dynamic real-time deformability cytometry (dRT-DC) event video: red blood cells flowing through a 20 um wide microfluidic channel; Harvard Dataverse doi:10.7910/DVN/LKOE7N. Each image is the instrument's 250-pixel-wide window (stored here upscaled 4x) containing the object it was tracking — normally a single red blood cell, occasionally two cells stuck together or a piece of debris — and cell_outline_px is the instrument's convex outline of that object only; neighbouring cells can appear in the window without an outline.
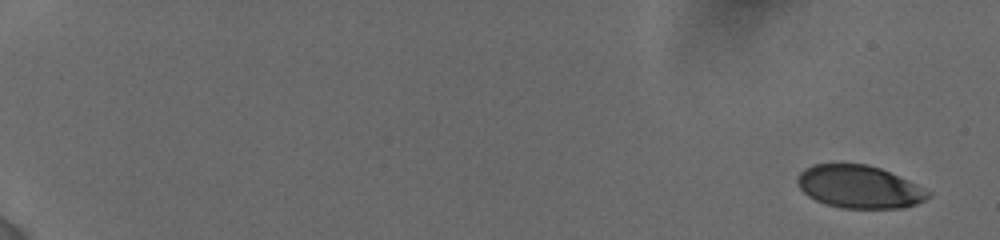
{"species": "human", "species_latin": "Homo sapiens", "temperature_condition": "cold", "stored_images_in_passage": 26, "camera_frame_rate_fps": 3000, "um_per_image_px": 0.085, "donor": {"sex": "female"}, "frame": {"image": 1, "passage_image": 1, "time_ms": 0.0, "image_size_px": [1000, 240], "cell_outline_px": [[932, 196], [916, 204], [904, 208], [840, 208], [824, 204], [808, 196], [800, 188], [796, 180], [800, 172], [804, 168], [812, 164], [868, 164], [880, 168], [908, 180], [932, 192]], "centroid_in_image_um": [73.04, 15.88], "position_along_channel_um": 12.0, "area_um2": 32.71}}
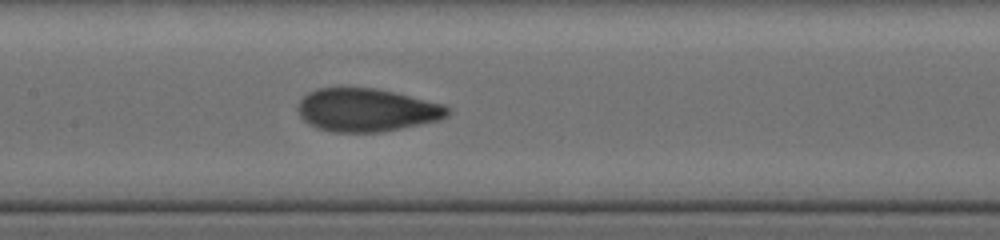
{"frame": {"image": 2, "passage_image": 15, "time_ms": 9.667, "image_size_px": [1000, 240], "cell_outline_px": [[448, 116], [440, 120], [380, 132], [332, 132], [316, 128], [308, 124], [300, 116], [296, 108], [300, 100], [308, 92], [316, 88], [376, 88], [444, 104], [448, 108]], "centroid_in_image_um": [31.12, 9.35], "position_along_channel_um": 176.3, "area_um2": 37.57}}
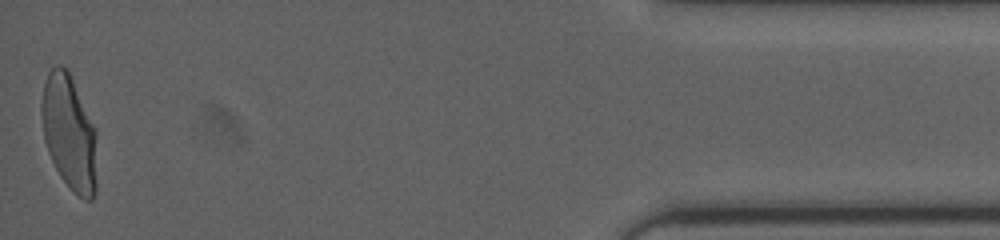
{"frame": {"image": 3, "passage_image": 26, "time_ms": 18.0, "image_size_px": [1000, 240], "cell_outline_px": [[96, 192], [92, 200], [84, 200], [72, 192], [60, 176], [48, 152], [44, 140], [40, 112], [40, 104], [44, 84], [48, 72], [56, 64], [60, 64], [68, 68], [96, 128]], "centroid_in_image_um": [5.88, 11.26], "position_along_channel_um": 429.3, "area_um2": 37.86}, "authors_computed_cell_mechanics": {"area_um2": 37.0498, "velocity_mm_per_s": 3.8471, "shape_relaxation_time_tau1_ms": 4.2971, "shape_relaxation_time_tau2_ms": 0.784, "deformation_change_tau1": 0.167, "deformation_change_tau2": 0.0341}}